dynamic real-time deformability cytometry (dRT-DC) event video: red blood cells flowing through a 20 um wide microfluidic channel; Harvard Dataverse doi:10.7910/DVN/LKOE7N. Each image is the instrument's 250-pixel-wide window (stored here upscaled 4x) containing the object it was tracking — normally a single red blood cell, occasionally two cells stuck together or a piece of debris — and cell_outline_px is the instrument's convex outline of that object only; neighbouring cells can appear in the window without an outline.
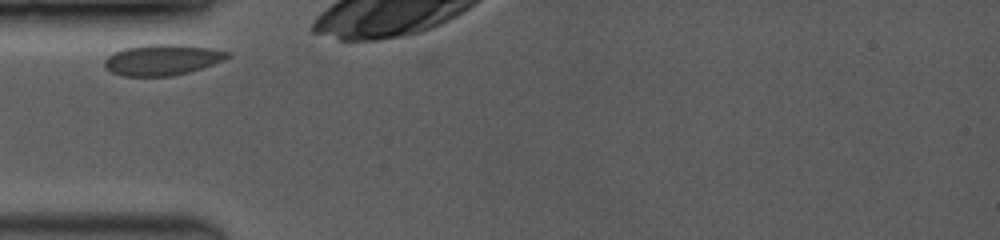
{"species": "common noctule bat (a hibernating species)", "species_latin": "Nyctalus noctula", "temperature_condition": "room temperature", "stored_images_in_passage": 2, "camera_frame_rate_fps": 3500, "um_per_image_px": 0.085, "animal": {"sex": "female", "body_mass_g": 19.0, "forearm_length_mm": 53.3}, "frame": {"image": 1, "passage_image": 1, "time_ms": 0.0, "image_size_px": [1000, 240], "cell_outline_px": [[232, 56], [224, 60], [188, 72], [172, 76], [120, 76], [112, 72], [104, 64], [104, 60], [108, 56], [124, 48], [148, 44], [180, 44], [208, 48], [232, 52]], "centroid_in_image_um": [13.81, 5.08], "position_along_channel_um": 71.2, "area_um2": 22.02}}